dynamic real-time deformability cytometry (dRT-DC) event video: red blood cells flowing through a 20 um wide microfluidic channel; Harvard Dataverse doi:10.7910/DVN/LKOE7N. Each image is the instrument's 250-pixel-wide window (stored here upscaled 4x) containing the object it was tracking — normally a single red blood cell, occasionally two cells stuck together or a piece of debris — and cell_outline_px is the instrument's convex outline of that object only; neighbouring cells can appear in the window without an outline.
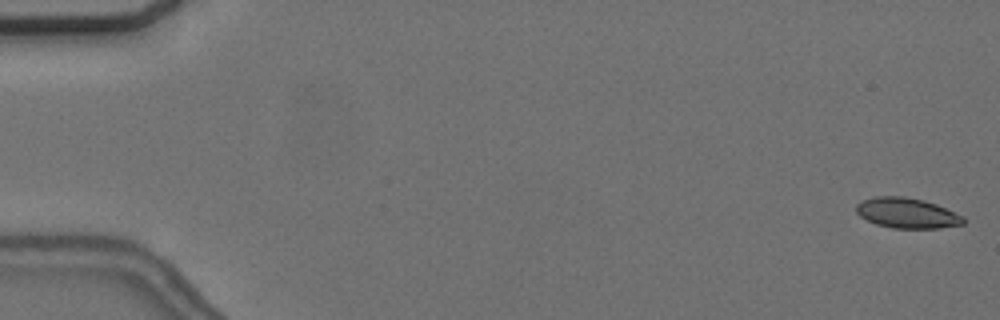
{"species": "common noctule bat (a hibernating species)", "species_latin": "Nyctalus noctula", "temperature_condition": "cold", "stored_images_in_passage": 56, "camera_frame_rate_fps": 3000, "um_per_image_px": 0.085, "animal": {"sex": "female", "body_mass_g": 24.6, "forearm_length_mm": 56.2}, "frame": {"image": 1, "passage_image": 1, "time_ms": 0.0, "image_size_px": [1000, 320], "cell_outline_px": [[964, 224], [940, 228], [892, 228], [876, 224], [860, 216], [856, 212], [856, 204], [860, 200], [876, 196], [904, 196], [924, 200], [936, 204], [964, 216]], "centroid_in_image_um": [77.08, 18.1], "position_along_channel_um": 7.9, "area_um2": 19.02}}
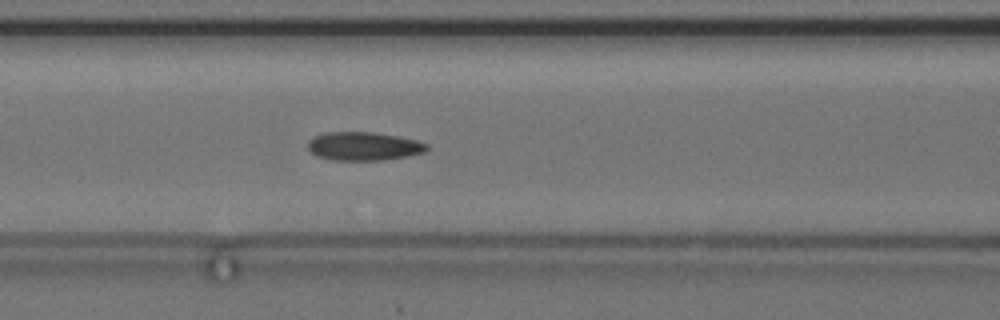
{"frame": {"image": 2, "passage_image": 24, "time_ms": 7.667, "image_size_px": [1000, 320], "cell_outline_px": [[428, 148], [424, 152], [408, 156], [384, 160], [332, 160], [316, 156], [308, 148], [308, 140], [312, 136], [324, 132], [372, 132], [400, 136], [416, 140], [428, 144]], "centroid_in_image_um": [30.89, 12.42], "position_along_channel_um": 135.7, "area_um2": 19.94}}
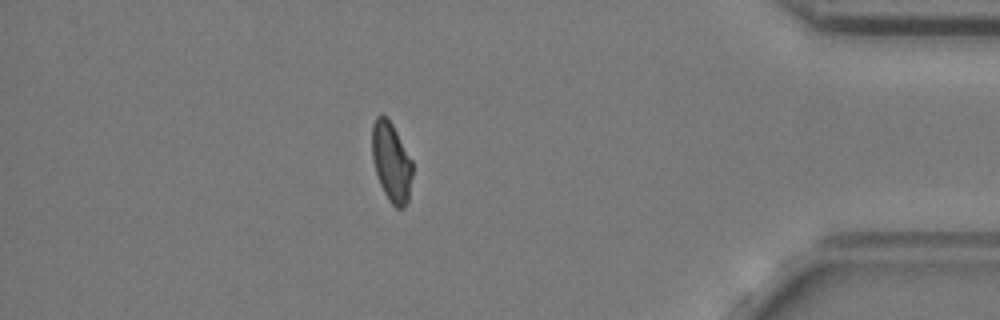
{"frame": {"image": 3, "passage_image": 49, "time_ms": 16.0, "image_size_px": [1000, 320], "cell_outline_px": [[412, 176], [408, 200], [404, 208], [396, 208], [388, 200], [380, 184], [372, 160], [372, 124], [376, 116], [380, 112], [392, 124], [412, 160]], "centroid_in_image_um": [33.25, 13.77], "position_along_channel_um": 401.9, "area_um2": 18.67}, "authors_computed_cell_mechanics": {"area_um2": 19.2474, "velocity_mm_per_s": 3.6791, "shape_relaxation_time_tau1_ms": null, "shape_relaxation_time_tau2_ms": 4.3554, "deformation_change_tau1": null, "deformation_change_tau2": 0.0817}}